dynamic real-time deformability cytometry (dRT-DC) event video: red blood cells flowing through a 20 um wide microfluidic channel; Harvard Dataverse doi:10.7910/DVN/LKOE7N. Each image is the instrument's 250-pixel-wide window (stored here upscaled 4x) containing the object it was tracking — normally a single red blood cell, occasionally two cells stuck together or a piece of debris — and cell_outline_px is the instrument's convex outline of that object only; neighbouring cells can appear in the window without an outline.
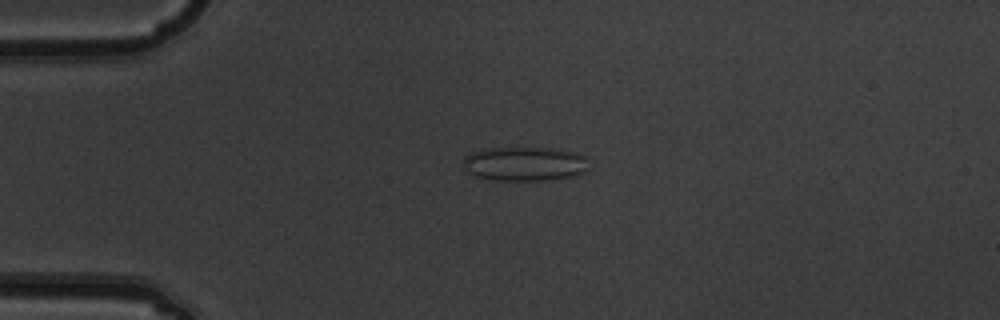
{"species": "common noctule bat (a hibernating species)", "species_latin": "Nyctalus noctula", "temperature_condition": "warm", "stored_images_in_passage": 3, "camera_frame_rate_fps": 3000, "um_per_image_px": 0.085, "animal": {"sex": "male", "body_mass_g": 19.5, "forearm_length_mm": 54.6}, "frame": {"image": 1, "passage_image": 2, "time_ms": 0.333, "image_size_px": [1000, 320], "cell_outline_px": [[584, 172], [572, 176], [548, 180], [496, 180], [472, 176], [464, 168], [464, 156], [472, 152], [488, 148], [552, 148], [576, 152], [584, 156]], "centroid_in_image_um": [44.52, 13.92], "position_along_channel_um": 40.5, "area_um2": 24.8}}